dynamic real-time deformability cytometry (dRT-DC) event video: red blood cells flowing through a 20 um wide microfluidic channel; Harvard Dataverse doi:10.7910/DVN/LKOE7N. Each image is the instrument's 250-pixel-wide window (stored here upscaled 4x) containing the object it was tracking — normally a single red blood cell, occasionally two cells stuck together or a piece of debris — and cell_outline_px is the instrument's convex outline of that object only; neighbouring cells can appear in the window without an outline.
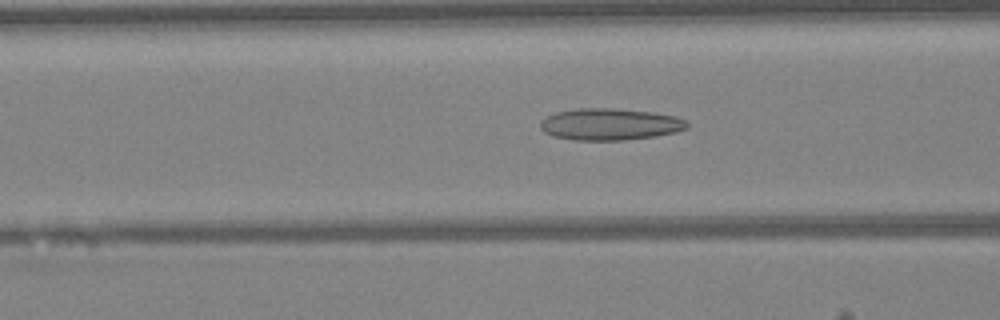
{"species": "Egyptian fruit bat (a non-hibernating species)", "species_latin": "Rousettus aegyptiacus", "temperature_condition": "warm", "stored_images_in_passage": 47, "camera_frame_rate_fps": 3000, "um_per_image_px": 0.085, "animal": {"sex": "female"}, "frame": {"image": 1, "passage_image": 18, "time_ms": 5.667, "image_size_px": [1000, 320], "cell_outline_px": [[688, 128], [676, 132], [656, 136], [624, 140], [576, 140], [552, 136], [544, 132], [540, 128], [540, 124], [548, 116], [556, 112], [580, 108], [612, 108], [652, 112], [676, 116], [684, 120], [688, 124]], "centroid_in_image_um": [51.86, 10.57], "position_along_channel_um": 114.7, "area_um2": 27.05}}
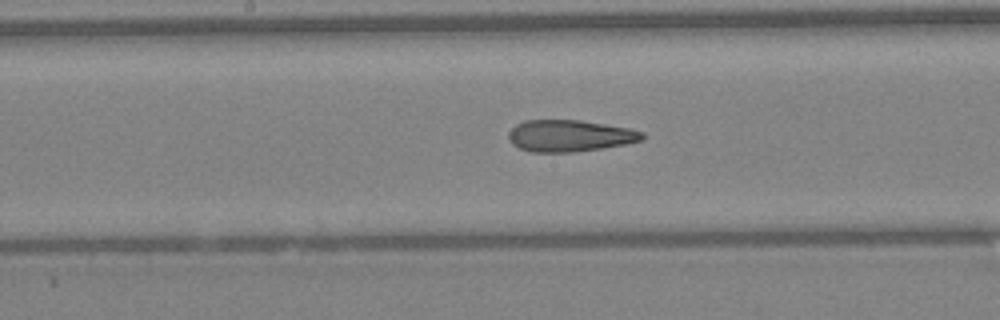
{"frame": {"image": 2, "passage_image": 24, "time_ms": 7.667, "image_size_px": [1000, 320], "cell_outline_px": [[644, 140], [604, 148], [572, 152], [532, 152], [520, 148], [512, 144], [508, 136], [508, 132], [516, 124], [524, 120], [580, 120], [632, 128], [644, 132]], "centroid_in_image_um": [48.45, 11.53], "position_along_channel_um": 199.8, "area_um2": 24.85}}
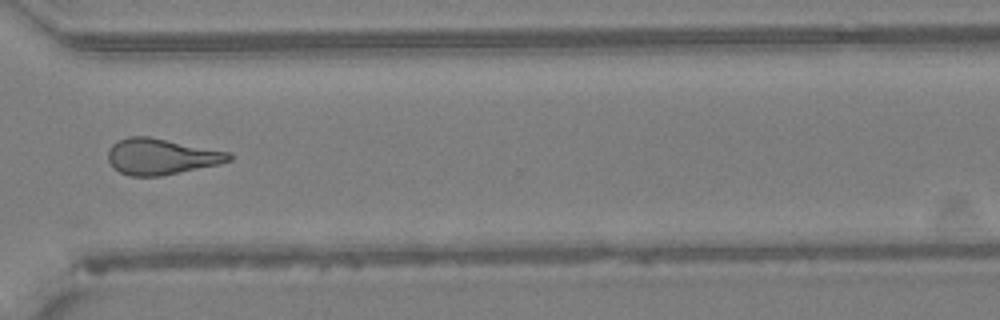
{"frame": {"image": 3, "passage_image": 35, "time_ms": 11.333, "image_size_px": [1000, 320], "cell_outline_px": [[232, 160], [220, 164], [160, 176], [132, 176], [120, 172], [108, 160], [108, 152], [112, 144], [116, 140], [128, 136], [148, 136], [228, 152], [232, 156]], "centroid_in_image_um": [13.69, 13.3], "position_along_channel_um": 356.9, "area_um2": 25.14}, "authors_computed_cell_mechanics": {"area_um2": 25.6054, "velocity_mm_per_s": 4.2745, "shape_relaxation_time_tau1_ms": null, "shape_relaxation_time_tau2_ms": 3.1761, "deformation_change_tau1": null, "deformation_change_tau2": 0.1486}}